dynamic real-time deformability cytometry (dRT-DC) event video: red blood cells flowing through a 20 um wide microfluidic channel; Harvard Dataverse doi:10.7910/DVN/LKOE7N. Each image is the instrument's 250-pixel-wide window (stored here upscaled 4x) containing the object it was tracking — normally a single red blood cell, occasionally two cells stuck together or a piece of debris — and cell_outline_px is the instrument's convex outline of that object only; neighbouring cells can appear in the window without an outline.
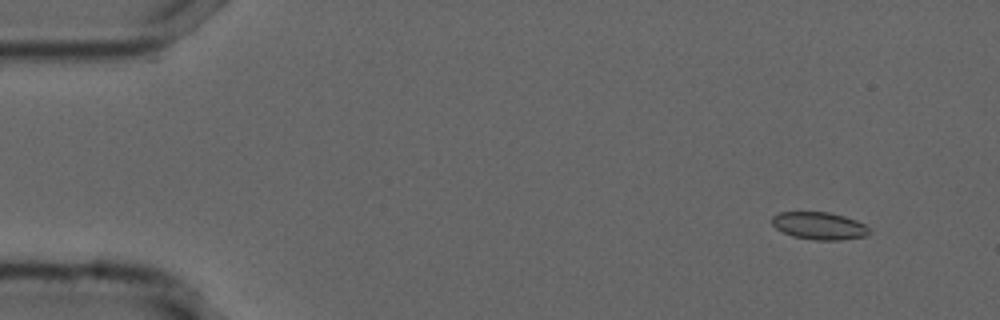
{"species": "common noctule bat (a hibernating species)", "species_latin": "Nyctalus noctula", "temperature_condition": "cold", "stored_images_in_passage": 32, "camera_frame_rate_fps": 3000, "um_per_image_px": 0.085, "animal": {"sex": "male", "forearm_length_mm": 52.5}, "frame": {"image": 1, "passage_image": 1, "time_ms": 0.0, "image_size_px": [1000, 320], "cell_outline_px": [[872, 232], [864, 236], [840, 240], [816, 240], [792, 236], [776, 228], [772, 224], [772, 216], [780, 212], [828, 212], [844, 216], [856, 220], [864, 224]], "centroid_in_image_um": [69.64, 19.19], "position_along_channel_um": 15.4, "area_um2": 15.49}}
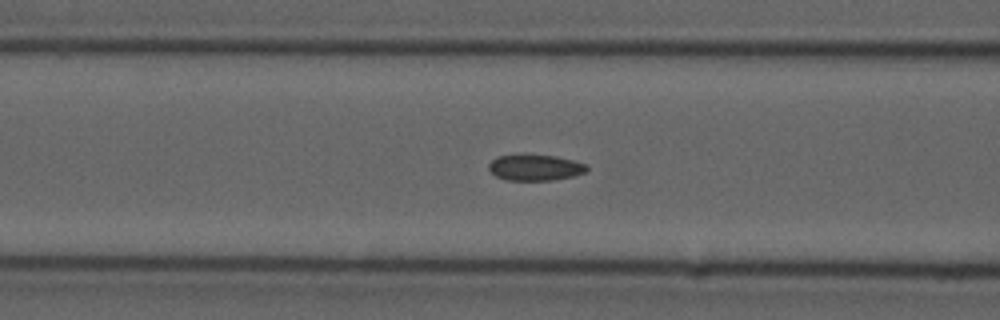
{"frame": {"image": 2, "passage_image": 18, "time_ms": 5.667, "image_size_px": [1000, 320], "cell_outline_px": [[588, 172], [572, 176], [552, 180], [504, 180], [496, 176], [488, 168], [488, 164], [496, 156], [520, 152], [524, 152], [556, 156], [588, 164]], "centroid_in_image_um": [45.46, 14.19], "position_along_channel_um": 121.1, "area_um2": 15.55}}
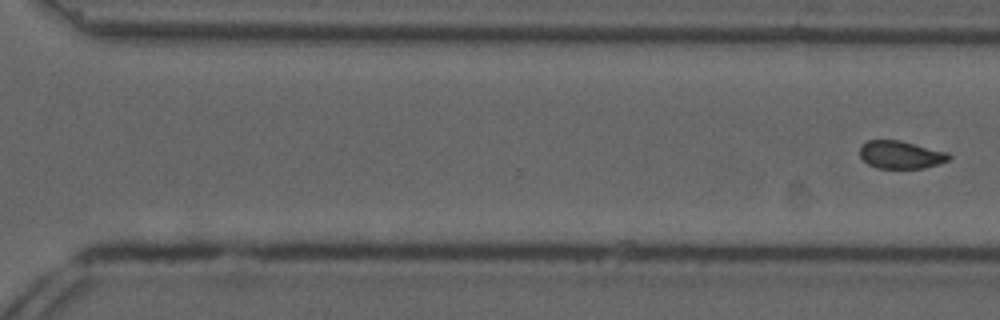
{"frame": {"image": 3, "passage_image": 32, "time_ms": 10.333, "image_size_px": [1000, 320], "cell_outline_px": [[952, 156], [948, 160], [924, 168], [876, 168], [868, 164], [860, 156], [860, 148], [868, 140], [900, 140], [948, 152]], "centroid_in_image_um": [76.57, 13.15], "position_along_channel_um": 294.0, "area_um2": 14.33}}